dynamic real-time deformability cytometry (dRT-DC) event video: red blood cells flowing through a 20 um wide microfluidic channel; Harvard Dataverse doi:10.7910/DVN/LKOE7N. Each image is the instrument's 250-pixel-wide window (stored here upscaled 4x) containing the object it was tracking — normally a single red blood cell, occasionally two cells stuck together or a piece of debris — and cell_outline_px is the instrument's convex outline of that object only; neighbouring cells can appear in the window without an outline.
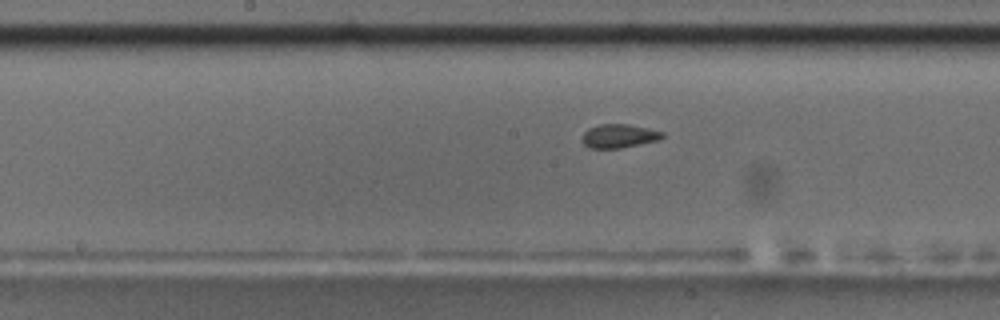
{"species": "common noctule bat (a hibernating species)", "species_latin": "Nyctalus noctula", "temperature_condition": "room temperature", "stored_images_in_passage": 50, "camera_frame_rate_fps": 3000, "um_per_image_px": 0.085, "animal": {"sex": "male", "body_mass_g": 17.5, "forearm_length_mm": 52.3}, "frame": {"image": 1, "passage_image": 29, "time_ms": 9.333, "image_size_px": [1000, 320], "cell_outline_px": [[664, 136], [660, 140], [620, 148], [588, 148], [580, 140], [580, 136], [588, 128], [600, 124], [628, 124], [648, 128], [664, 132]], "centroid_in_image_um": [52.59, 11.56], "position_along_channel_um": 195.6, "area_um2": 11.27}}